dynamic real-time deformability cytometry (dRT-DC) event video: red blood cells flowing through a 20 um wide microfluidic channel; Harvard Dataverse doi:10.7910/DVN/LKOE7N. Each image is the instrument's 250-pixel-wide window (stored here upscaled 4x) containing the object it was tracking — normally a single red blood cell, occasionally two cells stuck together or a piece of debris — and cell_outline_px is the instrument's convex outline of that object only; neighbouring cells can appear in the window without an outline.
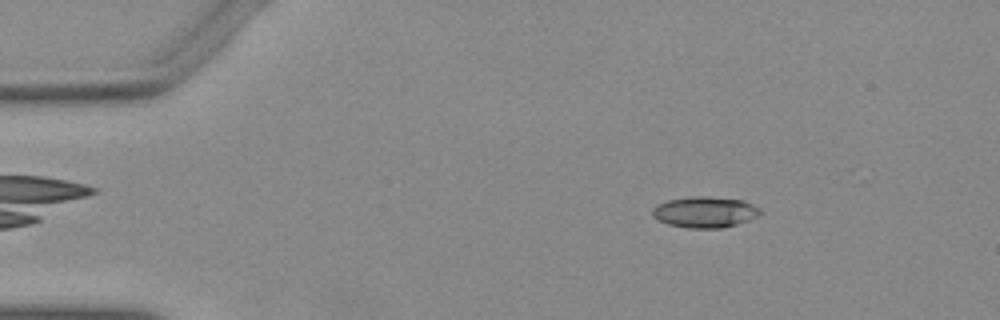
{"species": "Egyptian fruit bat (a non-hibernating species)", "species_latin": "Rousettus aegyptiacus", "temperature_condition": "warm", "stored_images_in_passage": 35, "camera_frame_rate_fps": 3000, "um_per_image_px": 0.085, "animal": {"sex": "female"}, "frame": {"image": 1, "passage_image": 1, "time_ms": 0.0, "image_size_px": [1000, 320], "cell_outline_px": [[760, 212], [756, 216], [748, 220], [736, 224], [720, 228], [688, 228], [668, 224], [652, 216], [652, 208], [656, 204], [668, 200], [692, 196], [704, 196], [740, 200], [752, 204], [760, 208]], "centroid_in_image_um": [59.87, 18.02], "position_along_channel_um": 25.1, "area_um2": 19.25}}
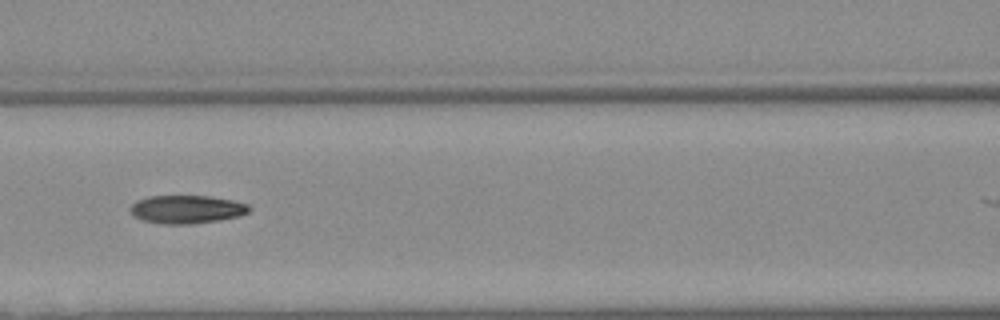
{"frame": {"image": 2, "passage_image": 16, "time_ms": 5.0, "image_size_px": [1000, 320], "cell_outline_px": [[252, 208], [248, 212], [240, 216], [192, 224], [160, 224], [140, 220], [132, 216], [128, 208], [136, 200], [148, 196], [208, 196], [232, 200], [248, 204]], "centroid_in_image_um": [15.81, 17.8], "position_along_channel_um": 150.8, "area_um2": 19.77}}
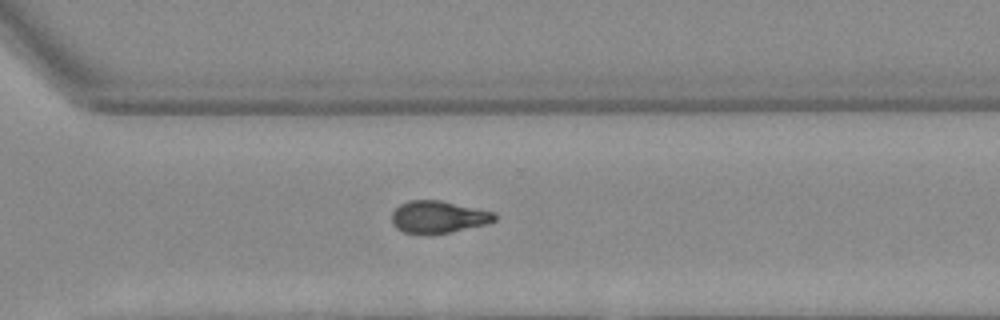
{"frame": {"image": 3, "passage_image": 30, "time_ms": 9.667, "image_size_px": [1000, 320], "cell_outline_px": [[496, 220], [488, 224], [448, 232], [404, 232], [396, 228], [392, 224], [392, 212], [400, 204], [408, 200], [440, 200], [496, 212]], "centroid_in_image_um": [37.28, 18.41], "position_along_channel_um": 333.3, "area_um2": 19.02}}